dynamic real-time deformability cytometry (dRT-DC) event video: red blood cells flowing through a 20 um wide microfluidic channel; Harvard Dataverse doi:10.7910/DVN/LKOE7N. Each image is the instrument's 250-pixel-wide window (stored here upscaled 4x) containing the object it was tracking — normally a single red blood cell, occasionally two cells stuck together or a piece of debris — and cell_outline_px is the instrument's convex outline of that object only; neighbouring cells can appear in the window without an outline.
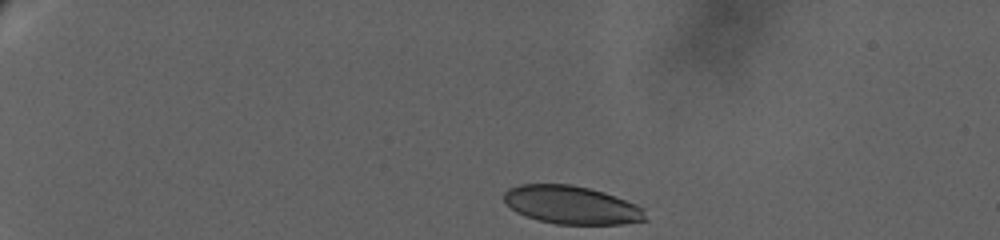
{"species": "human", "species_latin": "Homo sapiens", "temperature_condition": "warm", "stored_images_in_passage": 54, "camera_frame_rate_fps": 3000, "um_per_image_px": 0.085, "donor": {"sex": "female"}, "frame": {"image": 1, "passage_image": 1, "time_ms": 0.0, "image_size_px": [1000, 240], "cell_outline_px": [[648, 220], [624, 224], [556, 224], [524, 216], [516, 212], [504, 200], [504, 192], [508, 188], [520, 184], [572, 184], [604, 192], [616, 196], [636, 204], [644, 208]], "centroid_in_image_um": [48.61, 17.42], "position_along_channel_um": 36.4, "area_um2": 31.62}}
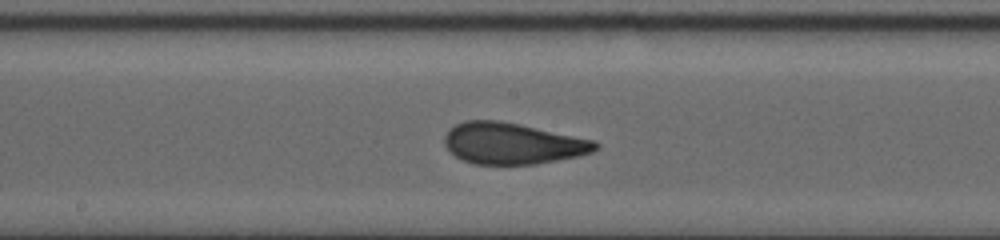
{"frame": {"image": 2, "passage_image": 27, "time_ms": 9.0, "image_size_px": [1000, 240], "cell_outline_px": [[600, 148], [592, 152], [580, 156], [536, 164], [472, 164], [456, 156], [444, 144], [444, 136], [448, 128], [464, 120], [500, 120], [520, 124], [596, 140], [600, 144]], "centroid_in_image_um": [43.59, 12.18], "position_along_channel_um": 204.6, "area_um2": 36.65}}
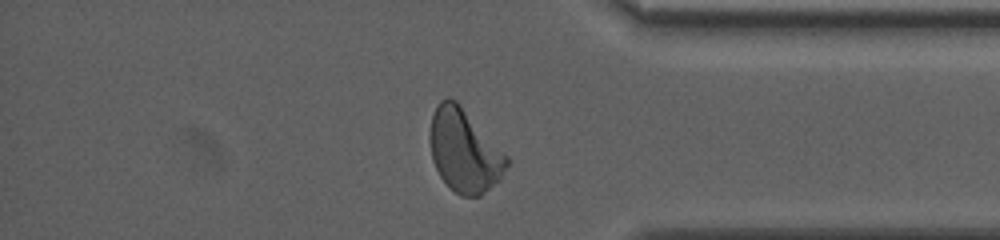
{"frame": {"image": 3, "passage_image": 47, "time_ms": 15.667, "image_size_px": [1000, 240], "cell_outline_px": [[508, 164], [500, 180], [480, 196], [460, 196], [440, 176], [432, 160], [428, 140], [428, 136], [432, 116], [440, 100], [448, 96], [456, 100], [460, 104], [508, 156]], "centroid_in_image_um": [39.45, 12.8], "position_along_channel_um": 395.8, "area_um2": 37.11}, "authors_computed_cell_mechanics": {"area_um2": 35.547, "velocity_mm_per_s": 2.9832, "shape_relaxation_time_tau1_ms": 6.2536, "shape_relaxation_time_tau2_ms": 1.1237, "deformation_change_tau1": 0.1919, "deformation_change_tau2": 0.0729}}